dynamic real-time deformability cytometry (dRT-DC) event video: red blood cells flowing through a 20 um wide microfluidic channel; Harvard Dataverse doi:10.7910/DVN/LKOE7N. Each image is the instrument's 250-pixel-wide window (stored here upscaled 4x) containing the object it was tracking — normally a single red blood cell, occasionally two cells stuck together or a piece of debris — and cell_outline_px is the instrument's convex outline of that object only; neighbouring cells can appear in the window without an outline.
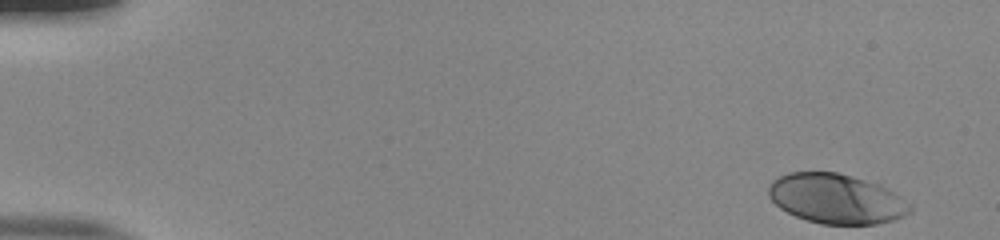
{"species": "human", "species_latin": "Homo sapiens", "temperature_condition": "room temperature", "stored_images_in_passage": 51, "camera_frame_rate_fps": 3000, "um_per_image_px": 0.085, "donor": {"sex": "male"}, "frame": {"image": 1, "passage_image": 1, "time_ms": 0.0, "image_size_px": [1000, 240], "cell_outline_px": [[912, 212], [904, 216], [892, 220], [876, 224], [820, 224], [796, 216], [780, 208], [768, 196], [768, 188], [772, 180], [788, 172], [836, 172], [852, 176], [880, 184], [900, 196], [912, 204]], "centroid_in_image_um": [71.1, 16.89], "position_along_channel_um": 13.9, "area_um2": 41.1}}
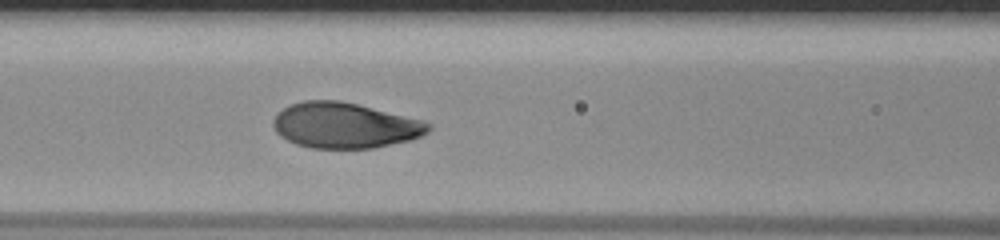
{"frame": {"image": 2, "passage_image": 22, "time_ms": 7.0, "image_size_px": [1000, 240], "cell_outline_px": [[432, 128], [428, 132], [420, 136], [408, 140], [372, 148], [308, 148], [296, 144], [280, 136], [276, 132], [272, 124], [272, 120], [284, 108], [292, 104], [304, 100], [340, 100], [424, 120], [432, 124]], "centroid_in_image_um": [29.31, 10.66], "position_along_channel_um": 137.3, "area_um2": 41.1}}
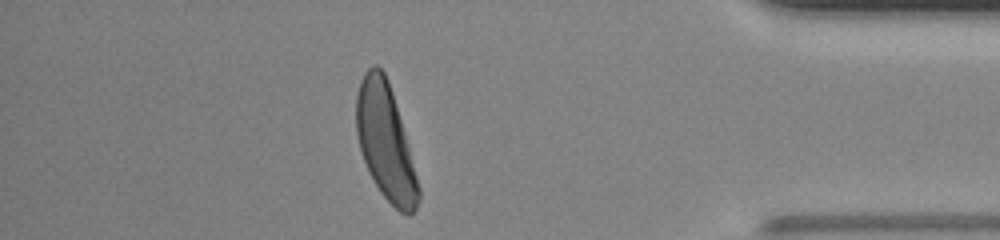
{"frame": {"image": 3, "passage_image": 45, "time_ms": 14.667, "image_size_px": [1000, 240], "cell_outline_px": [[420, 200], [416, 208], [408, 216], [400, 212], [380, 192], [368, 172], [356, 136], [356, 96], [360, 80], [364, 72], [372, 64], [376, 64], [384, 72], [388, 80], [392, 92], [404, 132], [420, 188]], "centroid_in_image_um": [32.74, 12.06], "position_along_channel_um": 402.5, "area_um2": 41.5}, "authors_computed_cell_mechanics": {"area_um2": 41.6738, "velocity_mm_per_s": 3.8729, "shape_relaxation_time_tau1_ms": 2.4469, "shape_relaxation_time_tau2_ms": null, "deformation_change_tau1": 0.1731, "deformation_change_tau2": null}}